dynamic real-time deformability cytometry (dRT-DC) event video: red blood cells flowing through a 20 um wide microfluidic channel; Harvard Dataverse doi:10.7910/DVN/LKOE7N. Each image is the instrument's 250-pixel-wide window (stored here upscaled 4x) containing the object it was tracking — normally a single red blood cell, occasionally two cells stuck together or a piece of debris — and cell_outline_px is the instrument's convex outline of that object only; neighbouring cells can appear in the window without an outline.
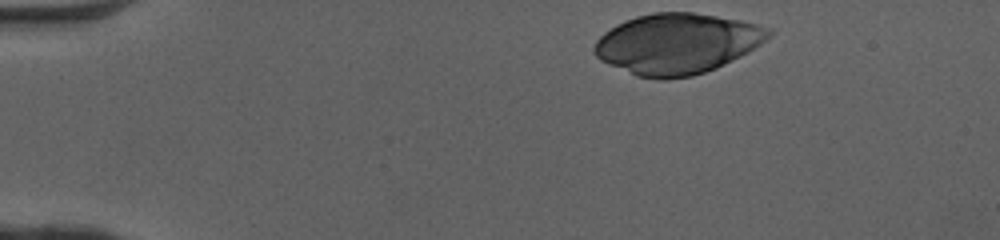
{"species": "human", "species_latin": "Homo sapiens", "temperature_condition": "cold", "stored_images_in_passage": 36, "camera_frame_rate_fps": 3000, "um_per_image_px": 0.085, "donor": {"sex": "female"}, "frame": {"image": 1, "passage_image": 1, "time_ms": 0.0, "image_size_px": [1000, 240], "cell_outline_px": [[772, 32], [760, 44], [748, 52], [716, 68], [692, 76], [664, 80], [656, 80], [636, 76], [600, 60], [596, 56], [592, 48], [596, 40], [604, 32], [616, 24], [624, 20], [636, 16], [652, 12], [692, 12], [740, 20], [756, 24], [768, 28]], "centroid_in_image_um": [57.5, 3.72], "position_along_channel_um": 27.5, "area_um2": 61.44}}